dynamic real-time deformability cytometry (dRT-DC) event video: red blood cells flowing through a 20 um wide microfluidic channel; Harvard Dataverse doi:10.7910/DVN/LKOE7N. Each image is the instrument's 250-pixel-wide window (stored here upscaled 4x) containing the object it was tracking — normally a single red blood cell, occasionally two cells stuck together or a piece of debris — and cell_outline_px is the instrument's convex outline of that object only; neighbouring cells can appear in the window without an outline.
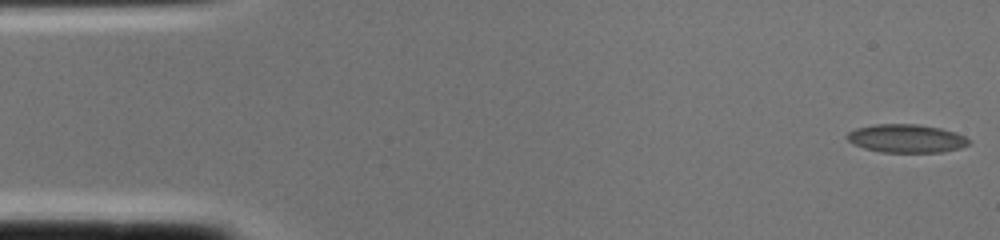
{"species": "common noctule bat (a hibernating species)", "species_latin": "Nyctalus noctula", "temperature_condition": "cold", "stored_images_in_passage": 2, "camera_frame_rate_fps": 3000, "um_per_image_px": 0.085, "animal": {"sex": "female", "body_mass_g": 22.0, "forearm_length_mm": 56.7}, "frame": {"image": 1, "passage_image": 1, "time_ms": 0.0, "image_size_px": [1000, 240], "cell_outline_px": [[972, 140], [968, 144], [960, 148], [944, 152], [880, 152], [864, 148], [848, 140], [844, 136], [848, 132], [856, 128], [872, 124], [916, 124], [940, 128], [956, 132]], "centroid_in_image_um": [77.04, 11.76], "position_along_channel_um": 8.0, "area_um2": 20.17}}
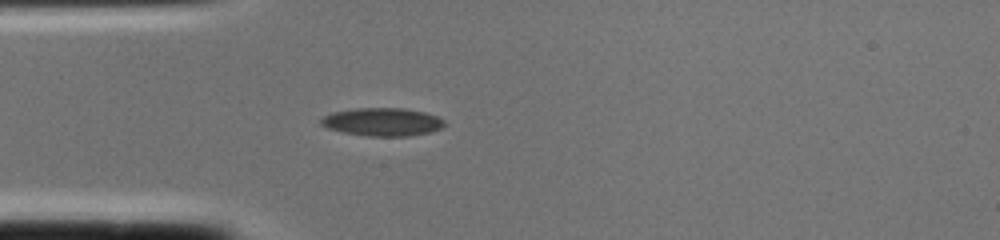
{"frame": {"image": 2, "passage_image": 2, "time_ms": 0.333, "image_size_px": [1000, 240], "cell_outline_px": [[444, 124], [440, 128], [428, 132], [408, 136], [368, 136], [344, 132], [328, 128], [320, 124], [320, 120], [324, 116], [332, 112], [356, 108], [404, 108], [424, 112], [436, 116], [444, 120]], "centroid_in_image_um": [32.48, 10.35], "position_along_channel_um": 52.5, "area_um2": 20.0}}